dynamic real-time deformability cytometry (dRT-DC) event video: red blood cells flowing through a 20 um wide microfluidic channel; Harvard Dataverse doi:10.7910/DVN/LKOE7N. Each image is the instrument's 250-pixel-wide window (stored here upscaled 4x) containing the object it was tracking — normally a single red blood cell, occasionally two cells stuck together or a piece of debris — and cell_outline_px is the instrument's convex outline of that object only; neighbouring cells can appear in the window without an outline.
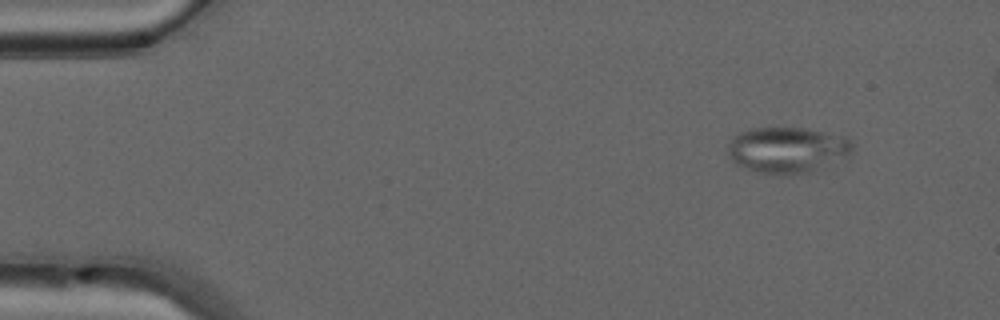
{"species": "common noctule bat (a hibernating species)", "species_latin": "Nyctalus noctula", "temperature_condition": "warm", "stored_images_in_passage": 44, "camera_frame_rate_fps": 3000, "um_per_image_px": 0.085, "animal": {"sex": "male", "forearm_length_mm": 52.5}, "frame": {"image": 1, "passage_image": 1, "time_ms": 0.0, "image_size_px": [1000, 320], "cell_outline_px": [[856, 144], [852, 152], [812, 172], [792, 176], [784, 176], [756, 172], [736, 164], [732, 160], [728, 152], [728, 144], [740, 132], [752, 128], [808, 128], [848, 136]], "centroid_in_image_um": [66.96, 12.75], "position_along_channel_um": 18.0, "area_um2": 33.81}}
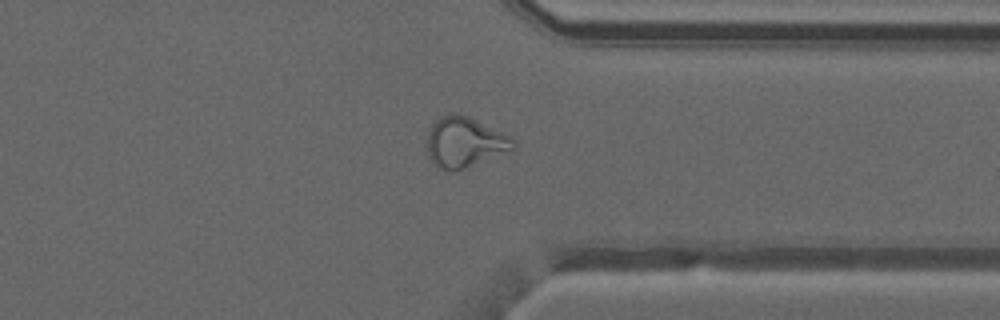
{"frame": {"image": 2, "passage_image": 34, "time_ms": 11.0, "image_size_px": [1000, 320], "cell_outline_px": [[516, 148], [464, 168], [436, 168], [428, 156], [428, 132], [432, 124], [440, 116], [468, 116], [512, 136], [516, 140]], "centroid_in_image_um": [39.53, 12.08], "position_along_channel_um": 371.9, "area_um2": 24.57}}
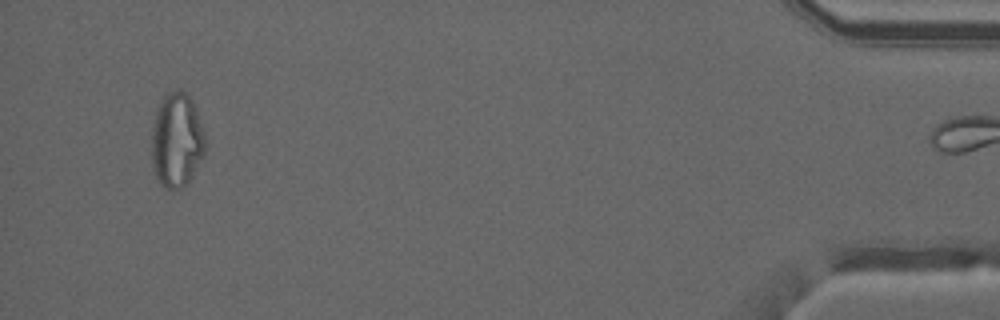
{"frame": {"image": 3, "passage_image": 43, "time_ms": 14.0, "image_size_px": [1000, 320], "cell_outline_px": [[204, 156], [188, 184], [180, 188], [168, 188], [160, 184], [152, 168], [152, 124], [156, 108], [164, 92], [176, 88], [180, 88], [192, 100], [196, 108], [204, 132]], "centroid_in_image_um": [15.0, 11.87], "position_along_channel_um": 420.2, "area_um2": 30.06}, "authors_computed_cell_mechanics": {"area_um2": 26.1834, "velocity_mm_per_s": 4.1368, "shape_relaxation_time_tau1_ms": null, "shape_relaxation_time_tau2_ms": 1.3325, "deformation_change_tau1": null, "deformation_change_tau2": 0.0666}}